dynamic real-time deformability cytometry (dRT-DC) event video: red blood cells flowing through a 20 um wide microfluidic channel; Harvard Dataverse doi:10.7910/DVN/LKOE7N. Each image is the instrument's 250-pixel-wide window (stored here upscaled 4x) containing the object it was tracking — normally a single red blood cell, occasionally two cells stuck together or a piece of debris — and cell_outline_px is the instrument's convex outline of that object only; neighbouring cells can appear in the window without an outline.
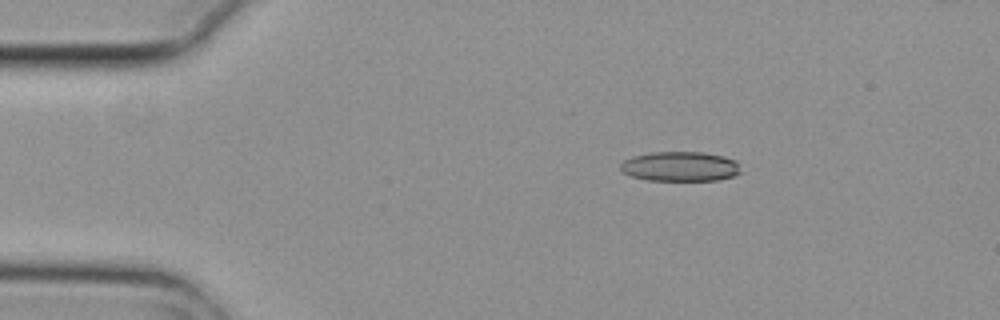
{"species": "common noctule bat (a hibernating species)", "species_latin": "Nyctalus noctula", "temperature_condition": "cold", "stored_images_in_passage": 5, "camera_frame_rate_fps": 3000, "um_per_image_px": 0.085, "animal": {"sex": "female", "body_mass_g": 29.2, "forearm_length_mm": 56.3}, "frame": {"image": 1, "passage_image": 3, "time_ms": 0.667, "image_size_px": [1000, 320], "cell_outline_px": [[740, 172], [732, 176], [716, 180], [648, 180], [632, 176], [624, 172], [620, 168], [620, 164], [624, 160], [632, 156], [652, 152], [704, 152], [724, 156], [736, 160]], "centroid_in_image_um": [57.8, 14.13], "position_along_channel_um": 27.2, "area_um2": 20.69}}
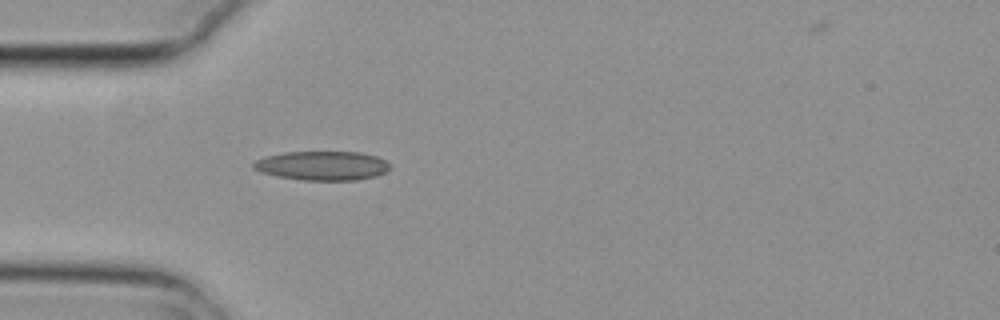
{"frame": {"image": 2, "passage_image": 5, "time_ms": 1.333, "image_size_px": [1000, 320], "cell_outline_px": [[392, 168], [376, 176], [356, 180], [304, 180], [276, 176], [260, 172], [252, 168], [252, 164], [256, 160], [264, 156], [284, 152], [360, 152], [376, 156], [384, 160]], "centroid_in_image_um": [27.36, 14.08], "position_along_channel_um": 57.6, "area_um2": 23.24}}